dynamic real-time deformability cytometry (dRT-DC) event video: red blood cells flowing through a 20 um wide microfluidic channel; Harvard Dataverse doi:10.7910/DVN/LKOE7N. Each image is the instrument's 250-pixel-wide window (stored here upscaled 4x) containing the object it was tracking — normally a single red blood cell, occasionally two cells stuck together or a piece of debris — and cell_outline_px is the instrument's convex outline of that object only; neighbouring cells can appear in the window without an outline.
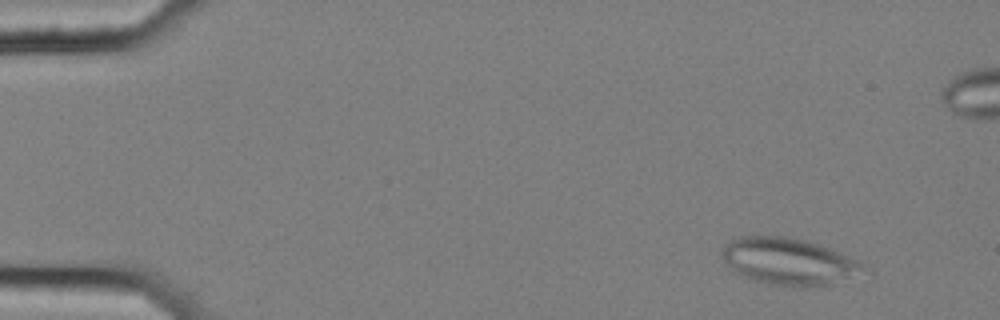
{"species": "common noctule bat (a hibernating species)", "species_latin": "Nyctalus noctula", "temperature_condition": "cold", "stored_images_in_passage": 57, "segment_of_instrument_passage": [1, 2], "camera_frame_rate_fps": 3000, "um_per_image_px": 0.085, "animal": {"sex": "female", "body_mass_g": 25.1}, "frame": {"image": 1, "passage_image": 5, "time_ms": 1.333, "image_size_px": [1000, 320], "cell_outline_px": [[864, 268], [848, 276], [828, 284], [816, 288], [792, 288], [768, 284], [748, 280], [736, 272], [720, 256], [720, 252], [728, 240], [740, 236], [784, 236], [804, 240], [820, 244], [860, 260], [864, 264]], "centroid_in_image_um": [66.95, 22.23], "position_along_channel_um": 18.0, "area_um2": 38.78}}